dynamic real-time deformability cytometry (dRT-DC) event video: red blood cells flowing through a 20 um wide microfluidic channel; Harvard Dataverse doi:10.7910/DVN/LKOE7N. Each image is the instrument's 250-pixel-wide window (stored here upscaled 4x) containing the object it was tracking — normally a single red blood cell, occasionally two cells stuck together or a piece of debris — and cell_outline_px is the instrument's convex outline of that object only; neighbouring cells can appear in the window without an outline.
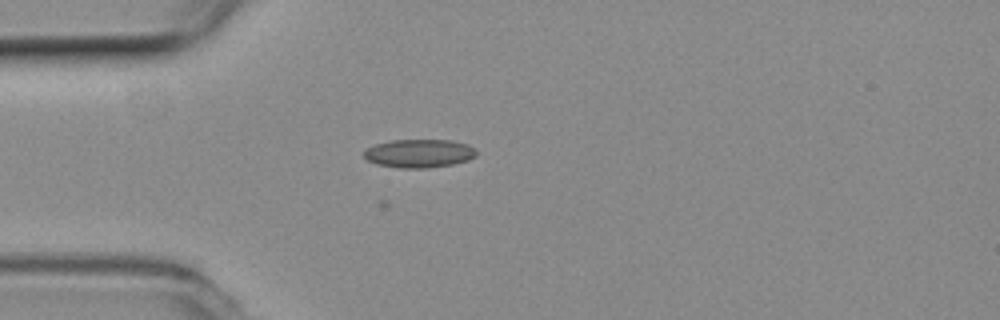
{"species": "common noctule bat (a hibernating species)", "species_latin": "Nyctalus noctula", "temperature_condition": "room temperature", "stored_images_in_passage": 34, "camera_frame_rate_fps": 3000, "um_per_image_px": 0.085, "animal": {"sex": "female", "body_mass_g": 19.3, "forearm_length_mm": 54.1}, "frame": {"image": 1, "passage_image": 5, "time_ms": 1.333, "image_size_px": [1000, 320], "cell_outline_px": [[476, 156], [468, 160], [452, 164], [428, 168], [400, 168], [376, 164], [368, 160], [364, 156], [364, 152], [368, 148], [376, 144], [392, 140], [452, 140], [468, 144], [476, 148]], "centroid_in_image_um": [35.66, 13.04], "position_along_channel_um": 49.3, "area_um2": 18.61}}
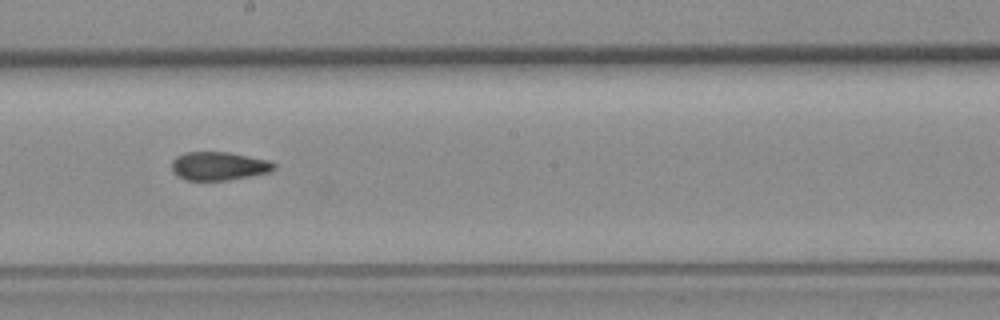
{"frame": {"image": 2, "passage_image": 20, "time_ms": 6.333, "image_size_px": [1000, 320], "cell_outline_px": [[276, 168], [268, 172], [252, 176], [228, 180], [184, 180], [176, 176], [172, 172], [172, 160], [176, 156], [184, 152], [228, 152], [268, 160], [276, 164]], "centroid_in_image_um": [18.56, 14.12], "position_along_channel_um": 229.6, "area_um2": 17.11}}
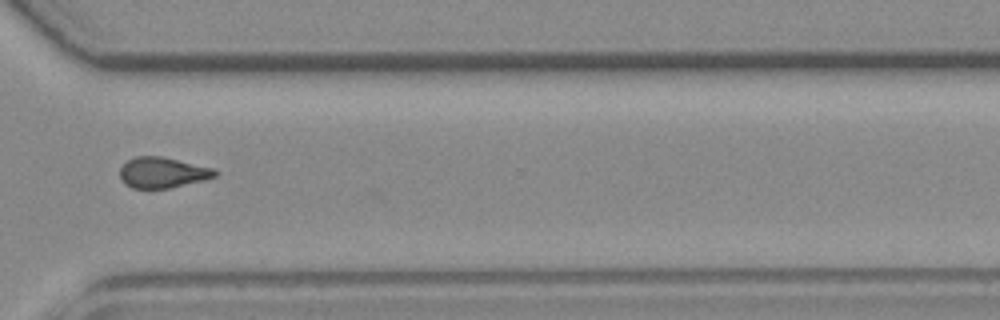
{"frame": {"image": 3, "passage_image": 30, "time_ms": 9.667, "image_size_px": [1000, 320], "cell_outline_px": [[220, 172], [216, 176], [204, 180], [168, 188], [132, 188], [124, 184], [120, 180], [120, 168], [128, 160], [136, 156], [160, 156], [212, 168]], "centroid_in_image_um": [13.79, 14.67], "position_along_channel_um": 356.8, "area_um2": 16.88}, "authors_computed_cell_mechanics": {"area_um2": 17.3978, "velocity_mm_per_s": 3.8217, "shape_relaxation_time_tau1_ms": null, "shape_relaxation_time_tau2_ms": 4.4586, "deformation_change_tau1": null, "deformation_change_tau2": 0.1167}}